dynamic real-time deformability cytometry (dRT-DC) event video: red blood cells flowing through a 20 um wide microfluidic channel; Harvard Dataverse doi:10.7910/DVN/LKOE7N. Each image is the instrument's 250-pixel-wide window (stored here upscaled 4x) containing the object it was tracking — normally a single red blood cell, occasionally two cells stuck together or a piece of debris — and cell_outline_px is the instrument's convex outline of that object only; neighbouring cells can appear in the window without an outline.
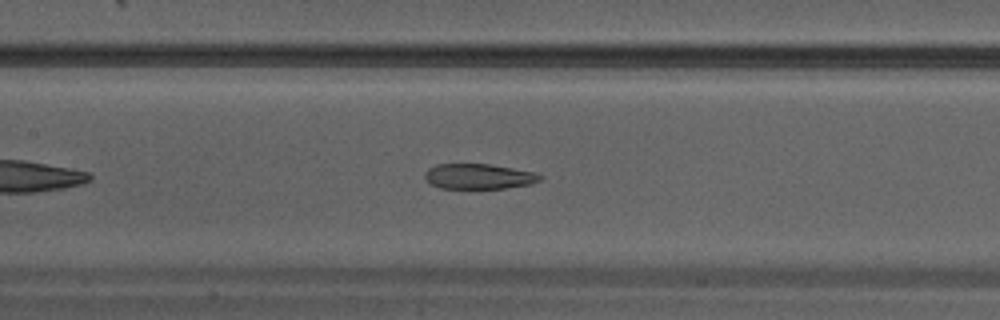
{"species": "Egyptian fruit bat (a non-hibernating species)", "species_latin": "Rousettus aegyptiacus", "temperature_condition": "warm", "stored_images_in_passage": 27, "camera_frame_rate_fps": 3000, "um_per_image_px": 0.085, "animal": {"sex": "male"}, "frame": {"image": 1, "passage_image": 8, "time_ms": 2.333, "image_size_px": [1000, 320], "cell_outline_px": [[544, 176], [540, 180], [532, 184], [504, 188], [440, 188], [424, 180], [424, 172], [428, 168], [436, 164], [488, 164], [536, 172]], "centroid_in_image_um": [40.68, 14.99], "position_along_channel_um": 166.7, "area_um2": 17.05}}